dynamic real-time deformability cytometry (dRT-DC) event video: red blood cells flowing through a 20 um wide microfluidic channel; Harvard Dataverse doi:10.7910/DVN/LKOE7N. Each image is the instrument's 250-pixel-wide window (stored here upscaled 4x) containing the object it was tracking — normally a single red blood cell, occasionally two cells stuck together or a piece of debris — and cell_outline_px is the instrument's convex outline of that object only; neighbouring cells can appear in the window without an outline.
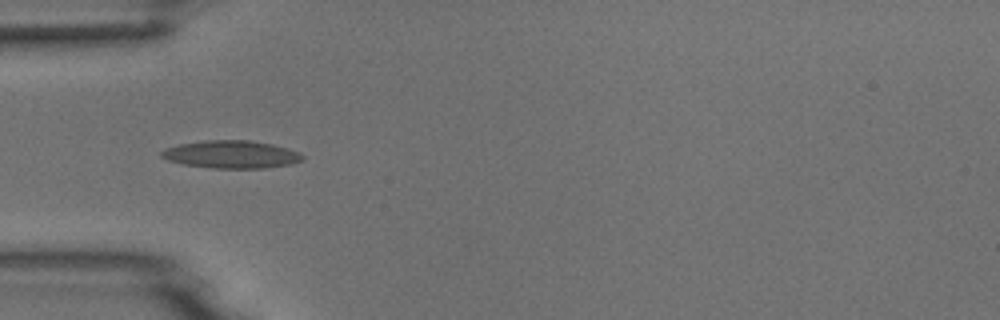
{"species": "common noctule bat (a hibernating species)", "species_latin": "Nyctalus noctula", "temperature_condition": "room temperature", "stored_images_in_passage": 8, "camera_frame_rate_fps": 3000, "um_per_image_px": 0.085, "animal": {"sex": "male", "body_mass_g": 18.8}, "frame": {"image": 1, "passage_image": 3, "time_ms": 0.667, "image_size_px": [1000, 320], "cell_outline_px": [[304, 160], [292, 164], [264, 168], [212, 168], [184, 164], [168, 160], [160, 156], [160, 152], [164, 148], [180, 144], [204, 140], [248, 140], [272, 144], [288, 148], [300, 152], [304, 156]], "centroid_in_image_um": [19.68, 13.12], "position_along_channel_um": 65.3, "area_um2": 22.89}}